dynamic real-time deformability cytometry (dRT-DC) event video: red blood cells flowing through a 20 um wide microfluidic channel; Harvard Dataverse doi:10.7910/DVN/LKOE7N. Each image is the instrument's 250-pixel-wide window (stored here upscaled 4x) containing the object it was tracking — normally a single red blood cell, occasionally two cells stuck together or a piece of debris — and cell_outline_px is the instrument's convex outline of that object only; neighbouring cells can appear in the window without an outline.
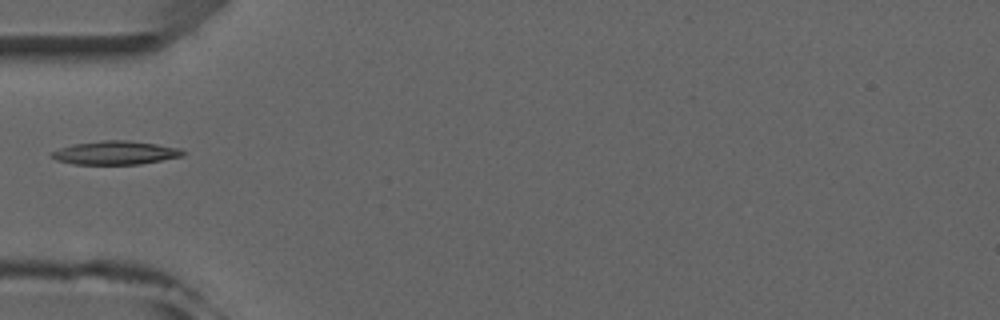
{"species": "common noctule bat (a hibernating species)", "species_latin": "Nyctalus noctula", "temperature_condition": "room temperature", "stored_images_in_passage": 3, "camera_frame_rate_fps": 3000, "um_per_image_px": 0.085, "animal": {"sex": "male", "forearm_length_mm": 52.5}, "frame": {"image": 1, "passage_image": 2, "time_ms": 1.333, "image_size_px": [1000, 320], "cell_outline_px": [[184, 156], [140, 164], [72, 164], [56, 160], [48, 156], [52, 152], [60, 148], [72, 144], [104, 140], [124, 140], [156, 144], [180, 148], [184, 152]], "centroid_in_image_um": [9.78, 12.99], "position_along_channel_um": 75.2, "area_um2": 17.98}}
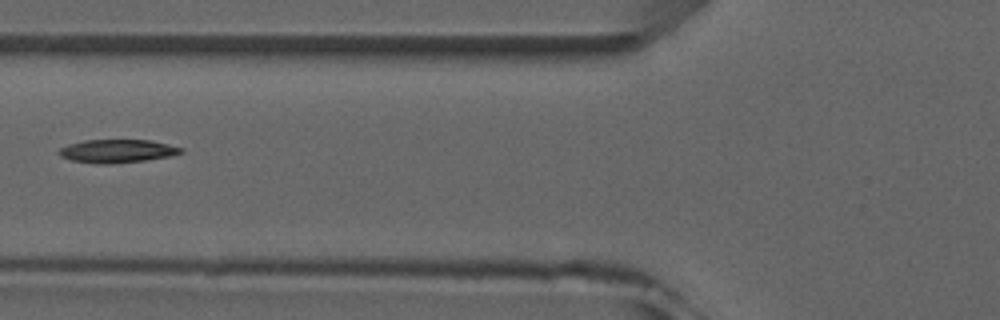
{"frame": {"image": 2, "passage_image": 3, "time_ms": 2.333, "image_size_px": [1000, 320], "cell_outline_px": [[184, 152], [172, 156], [144, 160], [108, 164], [96, 164], [72, 160], [60, 156], [56, 152], [60, 148], [68, 144], [84, 140], [148, 140], [168, 144], [184, 148]], "centroid_in_image_um": [9.96, 12.84], "position_along_channel_um": 115.8, "area_um2": 16.59}}